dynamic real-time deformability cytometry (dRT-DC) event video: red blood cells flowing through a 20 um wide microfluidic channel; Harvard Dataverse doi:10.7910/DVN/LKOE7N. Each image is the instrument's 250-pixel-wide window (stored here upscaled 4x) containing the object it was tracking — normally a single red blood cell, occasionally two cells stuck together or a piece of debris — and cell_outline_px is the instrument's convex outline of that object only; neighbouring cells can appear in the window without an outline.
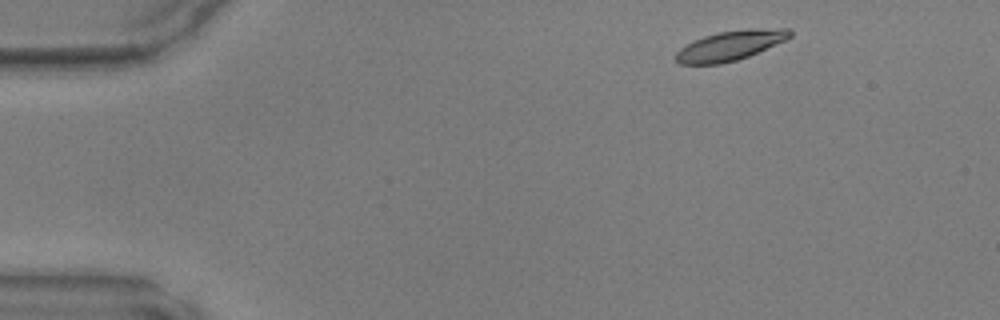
{"species": "common noctule bat (a hibernating species)", "species_latin": "Nyctalus noctula", "temperature_condition": "warm", "stored_images_in_passage": 8, "camera_frame_rate_fps": 3000, "um_per_image_px": 0.085, "animal": {"sex": "male", "body_mass_g": 17.9, "forearm_length_mm": 54.2}, "frame": {"image": 1, "passage_image": 3, "time_ms": 0.667, "image_size_px": [1000, 320], "cell_outline_px": [[792, 36], [784, 40], [748, 56], [736, 60], [720, 64], [680, 64], [676, 60], [676, 52], [680, 48], [704, 36], [720, 32], [748, 28], [788, 28], [792, 32]], "centroid_in_image_um": [62.08, 3.86], "position_along_channel_um": 22.9, "area_um2": 19.48}}